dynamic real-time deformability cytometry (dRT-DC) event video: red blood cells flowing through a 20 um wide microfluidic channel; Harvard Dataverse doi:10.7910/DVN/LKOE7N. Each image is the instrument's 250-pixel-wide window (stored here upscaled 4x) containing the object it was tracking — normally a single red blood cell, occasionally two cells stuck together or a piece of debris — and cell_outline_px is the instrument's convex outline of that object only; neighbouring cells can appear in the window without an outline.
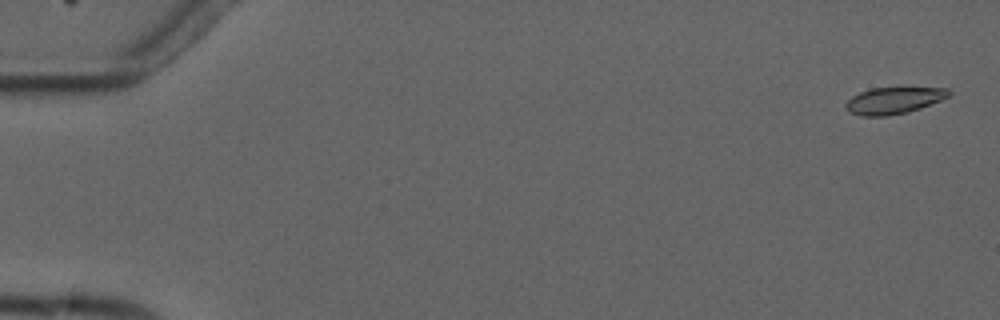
{"species": "common noctule bat (a hibernating species)", "species_latin": "Nyctalus noctula", "temperature_condition": "cold", "stored_images_in_passage": 4, "camera_frame_rate_fps": 3000, "um_per_image_px": 0.085, "animal": {"sex": "male", "forearm_length_mm": 52.5}, "frame": {"image": 1, "passage_image": 1, "time_ms": 0.0, "image_size_px": [1000, 320], "cell_outline_px": [[952, 96], [920, 108], [908, 112], [888, 116], [860, 116], [848, 112], [844, 108], [844, 104], [852, 96], [860, 92], [872, 88], [948, 88], [952, 92]], "centroid_in_image_um": [75.96, 8.55], "position_along_channel_um": 9.0, "area_um2": 16.18}}